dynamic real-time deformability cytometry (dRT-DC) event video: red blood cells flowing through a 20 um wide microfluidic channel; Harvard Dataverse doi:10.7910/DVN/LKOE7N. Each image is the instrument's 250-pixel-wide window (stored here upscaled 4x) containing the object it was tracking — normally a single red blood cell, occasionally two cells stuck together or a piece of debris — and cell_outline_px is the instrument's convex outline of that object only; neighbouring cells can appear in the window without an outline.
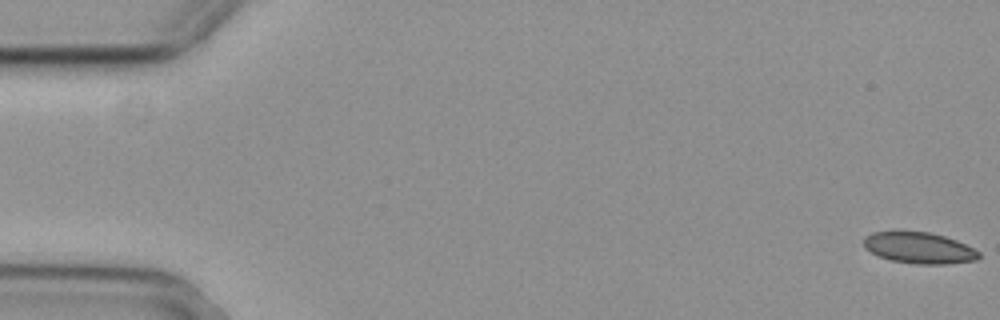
{"species": "common noctule bat (a hibernating species)", "species_latin": "Nyctalus noctula", "temperature_condition": "cold", "stored_images_in_passage": 7, "camera_frame_rate_fps": 3000, "um_per_image_px": 0.085, "animal": {"sex": "female", "body_mass_g": 29.2, "forearm_length_mm": 56.3}, "frame": {"image": 1, "passage_image": 1, "time_ms": 0.0, "image_size_px": [1000, 320], "cell_outline_px": [[980, 256], [976, 260], [944, 264], [916, 264], [892, 260], [876, 256], [864, 248], [864, 236], [872, 232], [928, 232], [944, 236], [956, 240], [980, 252]], "centroid_in_image_um": [78.09, 21.08], "position_along_channel_um": 6.9, "area_um2": 20.81}}